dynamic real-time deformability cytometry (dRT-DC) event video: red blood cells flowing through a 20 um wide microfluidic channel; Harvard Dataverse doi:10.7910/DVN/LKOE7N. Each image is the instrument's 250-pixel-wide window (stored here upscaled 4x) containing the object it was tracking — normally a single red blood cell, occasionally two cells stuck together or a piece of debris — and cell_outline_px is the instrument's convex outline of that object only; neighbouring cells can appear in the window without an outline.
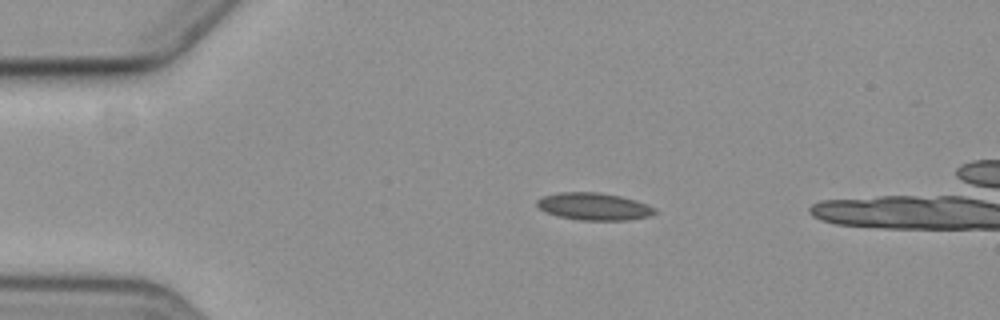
{"species": "common noctule bat (a hibernating species)", "species_latin": "Nyctalus noctula", "temperature_condition": "cold", "stored_images_in_passage": 5, "camera_frame_rate_fps": 3000, "um_per_image_px": 0.085, "animal": {"sex": "female", "body_mass_g": 19.3, "forearm_length_mm": 54.1}, "frame": {"image": 1, "passage_image": 3, "time_ms": 3.0, "image_size_px": [1000, 320], "cell_outline_px": [[656, 212], [648, 216], [628, 220], [580, 220], [556, 216], [544, 212], [536, 204], [536, 200], [544, 196], [560, 192], [600, 192], [620, 196], [636, 200], [648, 204], [656, 208]], "centroid_in_image_um": [50.47, 17.55], "position_along_channel_um": 34.5, "area_um2": 18.84}}